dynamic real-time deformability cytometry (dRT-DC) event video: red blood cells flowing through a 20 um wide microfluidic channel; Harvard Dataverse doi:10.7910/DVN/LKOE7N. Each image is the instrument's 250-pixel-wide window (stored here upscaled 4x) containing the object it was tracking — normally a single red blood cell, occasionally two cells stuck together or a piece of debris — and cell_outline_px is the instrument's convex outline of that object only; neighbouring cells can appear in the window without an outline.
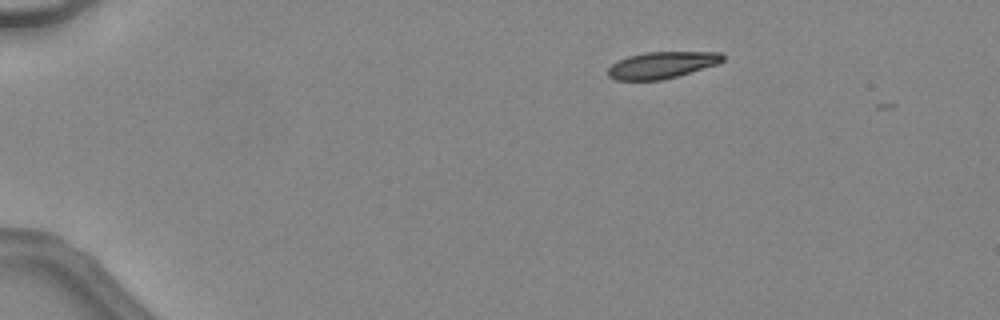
{"species": "common noctule bat (a hibernating species)", "species_latin": "Nyctalus noctula", "temperature_condition": "warm", "stored_images_in_passage": 4, "camera_frame_rate_fps": 3000, "um_per_image_px": 0.085, "animal": {"sex": "female", "body_mass_g": 24.6, "forearm_length_mm": 56.2}, "frame": {"image": 1, "passage_image": 1, "time_ms": 0.0, "image_size_px": [1000, 320], "cell_outline_px": [[724, 60], [716, 64], [680, 76], [664, 80], [616, 80], [608, 76], [608, 68], [616, 60], [628, 56], [644, 52], [720, 52], [724, 56]], "centroid_in_image_um": [56.24, 5.53], "position_along_channel_um": 28.8, "area_um2": 17.98}}